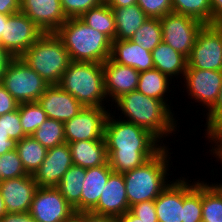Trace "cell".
Segmentation results:
<instances>
[{"label": "cell", "mask_w": 222, "mask_h": 222, "mask_svg": "<svg viewBox=\"0 0 222 222\" xmlns=\"http://www.w3.org/2000/svg\"><path fill=\"white\" fill-rule=\"evenodd\" d=\"M109 113L105 122L104 140L108 163L113 172L124 173L141 166L155 156L166 144L149 130L134 123L115 118Z\"/></svg>", "instance_id": "6da1fadb"}, {"label": "cell", "mask_w": 222, "mask_h": 222, "mask_svg": "<svg viewBox=\"0 0 222 222\" xmlns=\"http://www.w3.org/2000/svg\"><path fill=\"white\" fill-rule=\"evenodd\" d=\"M109 105H114L115 109L117 107V110L121 111L119 118L124 115L123 120L149 130L162 143L172 133L176 134L179 128L173 109L164 101L146 96L137 90L121 95Z\"/></svg>", "instance_id": "7a4b0ae2"}, {"label": "cell", "mask_w": 222, "mask_h": 222, "mask_svg": "<svg viewBox=\"0 0 222 222\" xmlns=\"http://www.w3.org/2000/svg\"><path fill=\"white\" fill-rule=\"evenodd\" d=\"M171 149L168 143L141 166L123 173L129 208L139 202L155 200L169 185Z\"/></svg>", "instance_id": "3957f363"}, {"label": "cell", "mask_w": 222, "mask_h": 222, "mask_svg": "<svg viewBox=\"0 0 222 222\" xmlns=\"http://www.w3.org/2000/svg\"><path fill=\"white\" fill-rule=\"evenodd\" d=\"M71 61L104 63L110 58L112 41L86 25L80 18H69L55 32Z\"/></svg>", "instance_id": "277c9868"}, {"label": "cell", "mask_w": 222, "mask_h": 222, "mask_svg": "<svg viewBox=\"0 0 222 222\" xmlns=\"http://www.w3.org/2000/svg\"><path fill=\"white\" fill-rule=\"evenodd\" d=\"M58 85L84 107L107 108L102 63L71 61Z\"/></svg>", "instance_id": "5b68a950"}, {"label": "cell", "mask_w": 222, "mask_h": 222, "mask_svg": "<svg viewBox=\"0 0 222 222\" xmlns=\"http://www.w3.org/2000/svg\"><path fill=\"white\" fill-rule=\"evenodd\" d=\"M20 58L49 85H58L71 63L69 53L56 33H44Z\"/></svg>", "instance_id": "8992f818"}, {"label": "cell", "mask_w": 222, "mask_h": 222, "mask_svg": "<svg viewBox=\"0 0 222 222\" xmlns=\"http://www.w3.org/2000/svg\"><path fill=\"white\" fill-rule=\"evenodd\" d=\"M1 85L19 103L36 102L50 86L20 57H14L8 64Z\"/></svg>", "instance_id": "52a82bcc"}, {"label": "cell", "mask_w": 222, "mask_h": 222, "mask_svg": "<svg viewBox=\"0 0 222 222\" xmlns=\"http://www.w3.org/2000/svg\"><path fill=\"white\" fill-rule=\"evenodd\" d=\"M187 68L222 71V24H205L198 33Z\"/></svg>", "instance_id": "ba28073f"}, {"label": "cell", "mask_w": 222, "mask_h": 222, "mask_svg": "<svg viewBox=\"0 0 222 222\" xmlns=\"http://www.w3.org/2000/svg\"><path fill=\"white\" fill-rule=\"evenodd\" d=\"M160 21L162 41L188 58L198 33L205 24L193 17L175 12L168 13L160 18Z\"/></svg>", "instance_id": "9c48e42d"}, {"label": "cell", "mask_w": 222, "mask_h": 222, "mask_svg": "<svg viewBox=\"0 0 222 222\" xmlns=\"http://www.w3.org/2000/svg\"><path fill=\"white\" fill-rule=\"evenodd\" d=\"M29 213L37 222H74L76 216L56 187H38Z\"/></svg>", "instance_id": "30bf717a"}, {"label": "cell", "mask_w": 222, "mask_h": 222, "mask_svg": "<svg viewBox=\"0 0 222 222\" xmlns=\"http://www.w3.org/2000/svg\"><path fill=\"white\" fill-rule=\"evenodd\" d=\"M43 34V31L20 11L8 17L4 24L0 45L13 57H20Z\"/></svg>", "instance_id": "8fae6325"}, {"label": "cell", "mask_w": 222, "mask_h": 222, "mask_svg": "<svg viewBox=\"0 0 222 222\" xmlns=\"http://www.w3.org/2000/svg\"><path fill=\"white\" fill-rule=\"evenodd\" d=\"M109 109L84 107L77 115L64 122L66 143L82 140H104V128Z\"/></svg>", "instance_id": "7c38bea8"}, {"label": "cell", "mask_w": 222, "mask_h": 222, "mask_svg": "<svg viewBox=\"0 0 222 222\" xmlns=\"http://www.w3.org/2000/svg\"><path fill=\"white\" fill-rule=\"evenodd\" d=\"M184 90L191 100L209 111L217 101L222 87V71L187 68L183 77ZM207 109V110H206Z\"/></svg>", "instance_id": "4fadbf2b"}, {"label": "cell", "mask_w": 222, "mask_h": 222, "mask_svg": "<svg viewBox=\"0 0 222 222\" xmlns=\"http://www.w3.org/2000/svg\"><path fill=\"white\" fill-rule=\"evenodd\" d=\"M73 165L68 143L47 149L44 161L33 174L38 187H56Z\"/></svg>", "instance_id": "5bb4252c"}, {"label": "cell", "mask_w": 222, "mask_h": 222, "mask_svg": "<svg viewBox=\"0 0 222 222\" xmlns=\"http://www.w3.org/2000/svg\"><path fill=\"white\" fill-rule=\"evenodd\" d=\"M37 188L32 174L0 181V192L7 212H28Z\"/></svg>", "instance_id": "9a60e30c"}, {"label": "cell", "mask_w": 222, "mask_h": 222, "mask_svg": "<svg viewBox=\"0 0 222 222\" xmlns=\"http://www.w3.org/2000/svg\"><path fill=\"white\" fill-rule=\"evenodd\" d=\"M20 11L43 33H55L67 20L60 0H21Z\"/></svg>", "instance_id": "2e32d148"}, {"label": "cell", "mask_w": 222, "mask_h": 222, "mask_svg": "<svg viewBox=\"0 0 222 222\" xmlns=\"http://www.w3.org/2000/svg\"><path fill=\"white\" fill-rule=\"evenodd\" d=\"M129 210L123 173L112 172L97 205L90 213L118 218Z\"/></svg>", "instance_id": "e0dca14e"}, {"label": "cell", "mask_w": 222, "mask_h": 222, "mask_svg": "<svg viewBox=\"0 0 222 222\" xmlns=\"http://www.w3.org/2000/svg\"><path fill=\"white\" fill-rule=\"evenodd\" d=\"M47 118L66 122L77 115L84 106L59 85H50L38 99Z\"/></svg>", "instance_id": "ac0fdd59"}, {"label": "cell", "mask_w": 222, "mask_h": 222, "mask_svg": "<svg viewBox=\"0 0 222 222\" xmlns=\"http://www.w3.org/2000/svg\"><path fill=\"white\" fill-rule=\"evenodd\" d=\"M105 92L108 102L137 89L139 74L136 69L113 62L110 58L103 63Z\"/></svg>", "instance_id": "d6986e66"}, {"label": "cell", "mask_w": 222, "mask_h": 222, "mask_svg": "<svg viewBox=\"0 0 222 222\" xmlns=\"http://www.w3.org/2000/svg\"><path fill=\"white\" fill-rule=\"evenodd\" d=\"M158 222H182L183 177L175 178L155 199Z\"/></svg>", "instance_id": "ffe728a7"}, {"label": "cell", "mask_w": 222, "mask_h": 222, "mask_svg": "<svg viewBox=\"0 0 222 222\" xmlns=\"http://www.w3.org/2000/svg\"><path fill=\"white\" fill-rule=\"evenodd\" d=\"M110 59L115 63L133 67L138 72L154 69L151 52L130 39L112 41Z\"/></svg>", "instance_id": "44dd1931"}, {"label": "cell", "mask_w": 222, "mask_h": 222, "mask_svg": "<svg viewBox=\"0 0 222 222\" xmlns=\"http://www.w3.org/2000/svg\"><path fill=\"white\" fill-rule=\"evenodd\" d=\"M112 172L108 161L104 165L86 169L80 198V212H90L97 205Z\"/></svg>", "instance_id": "7402d4cb"}, {"label": "cell", "mask_w": 222, "mask_h": 222, "mask_svg": "<svg viewBox=\"0 0 222 222\" xmlns=\"http://www.w3.org/2000/svg\"><path fill=\"white\" fill-rule=\"evenodd\" d=\"M74 165L93 168L108 161L105 140H82L68 143Z\"/></svg>", "instance_id": "603a6c76"}, {"label": "cell", "mask_w": 222, "mask_h": 222, "mask_svg": "<svg viewBox=\"0 0 222 222\" xmlns=\"http://www.w3.org/2000/svg\"><path fill=\"white\" fill-rule=\"evenodd\" d=\"M154 68L173 81L184 77L187 58L163 41L151 51ZM175 77V79H174Z\"/></svg>", "instance_id": "cb8c5ba5"}, {"label": "cell", "mask_w": 222, "mask_h": 222, "mask_svg": "<svg viewBox=\"0 0 222 222\" xmlns=\"http://www.w3.org/2000/svg\"><path fill=\"white\" fill-rule=\"evenodd\" d=\"M116 25V40L131 39L134 33L149 18L137 5L121 8H111Z\"/></svg>", "instance_id": "d4e9b609"}, {"label": "cell", "mask_w": 222, "mask_h": 222, "mask_svg": "<svg viewBox=\"0 0 222 222\" xmlns=\"http://www.w3.org/2000/svg\"><path fill=\"white\" fill-rule=\"evenodd\" d=\"M171 84L172 80L167 75L154 68L140 72L136 90L146 96L164 101L172 109L171 101L169 103L167 97L173 90L169 89Z\"/></svg>", "instance_id": "484cf974"}, {"label": "cell", "mask_w": 222, "mask_h": 222, "mask_svg": "<svg viewBox=\"0 0 222 222\" xmlns=\"http://www.w3.org/2000/svg\"><path fill=\"white\" fill-rule=\"evenodd\" d=\"M86 169L81 166L72 165L63 175L56 186L57 190L64 196L66 201L74 208L76 213L80 212V198Z\"/></svg>", "instance_id": "4316f807"}, {"label": "cell", "mask_w": 222, "mask_h": 222, "mask_svg": "<svg viewBox=\"0 0 222 222\" xmlns=\"http://www.w3.org/2000/svg\"><path fill=\"white\" fill-rule=\"evenodd\" d=\"M183 177V220L202 222V181ZM192 182V183H191Z\"/></svg>", "instance_id": "83f0119b"}, {"label": "cell", "mask_w": 222, "mask_h": 222, "mask_svg": "<svg viewBox=\"0 0 222 222\" xmlns=\"http://www.w3.org/2000/svg\"><path fill=\"white\" fill-rule=\"evenodd\" d=\"M80 19L86 25L106 35L111 41L116 40L114 13L106 2L89 9Z\"/></svg>", "instance_id": "f1b7e54d"}, {"label": "cell", "mask_w": 222, "mask_h": 222, "mask_svg": "<svg viewBox=\"0 0 222 222\" xmlns=\"http://www.w3.org/2000/svg\"><path fill=\"white\" fill-rule=\"evenodd\" d=\"M16 150L25 171L32 175L40 167L47 153V149L32 135L18 141Z\"/></svg>", "instance_id": "f546056e"}, {"label": "cell", "mask_w": 222, "mask_h": 222, "mask_svg": "<svg viewBox=\"0 0 222 222\" xmlns=\"http://www.w3.org/2000/svg\"><path fill=\"white\" fill-rule=\"evenodd\" d=\"M202 222H222V192L206 180L202 181Z\"/></svg>", "instance_id": "4dcf8cb0"}, {"label": "cell", "mask_w": 222, "mask_h": 222, "mask_svg": "<svg viewBox=\"0 0 222 222\" xmlns=\"http://www.w3.org/2000/svg\"><path fill=\"white\" fill-rule=\"evenodd\" d=\"M143 49L152 51L162 42L161 21L158 18H148L130 39Z\"/></svg>", "instance_id": "1f68e13d"}, {"label": "cell", "mask_w": 222, "mask_h": 222, "mask_svg": "<svg viewBox=\"0 0 222 222\" xmlns=\"http://www.w3.org/2000/svg\"><path fill=\"white\" fill-rule=\"evenodd\" d=\"M32 136L46 149L53 148L66 142L64 135V123L47 118Z\"/></svg>", "instance_id": "d6a6232c"}, {"label": "cell", "mask_w": 222, "mask_h": 222, "mask_svg": "<svg viewBox=\"0 0 222 222\" xmlns=\"http://www.w3.org/2000/svg\"><path fill=\"white\" fill-rule=\"evenodd\" d=\"M173 12L193 17L204 24H211L209 0H171Z\"/></svg>", "instance_id": "836d02e7"}, {"label": "cell", "mask_w": 222, "mask_h": 222, "mask_svg": "<svg viewBox=\"0 0 222 222\" xmlns=\"http://www.w3.org/2000/svg\"><path fill=\"white\" fill-rule=\"evenodd\" d=\"M19 116L22 129L27 136H31L47 119L38 101L19 104Z\"/></svg>", "instance_id": "e575fe53"}, {"label": "cell", "mask_w": 222, "mask_h": 222, "mask_svg": "<svg viewBox=\"0 0 222 222\" xmlns=\"http://www.w3.org/2000/svg\"><path fill=\"white\" fill-rule=\"evenodd\" d=\"M0 161L1 181L28 175L16 149L1 155Z\"/></svg>", "instance_id": "d590c367"}, {"label": "cell", "mask_w": 222, "mask_h": 222, "mask_svg": "<svg viewBox=\"0 0 222 222\" xmlns=\"http://www.w3.org/2000/svg\"><path fill=\"white\" fill-rule=\"evenodd\" d=\"M0 131L9 134V137L16 142L27 136L21 126L19 106L17 110L0 116Z\"/></svg>", "instance_id": "8d00e7d4"}, {"label": "cell", "mask_w": 222, "mask_h": 222, "mask_svg": "<svg viewBox=\"0 0 222 222\" xmlns=\"http://www.w3.org/2000/svg\"><path fill=\"white\" fill-rule=\"evenodd\" d=\"M66 18H80L86 11L102 3L101 0H60Z\"/></svg>", "instance_id": "74e56055"}, {"label": "cell", "mask_w": 222, "mask_h": 222, "mask_svg": "<svg viewBox=\"0 0 222 222\" xmlns=\"http://www.w3.org/2000/svg\"><path fill=\"white\" fill-rule=\"evenodd\" d=\"M137 5L149 18H162L173 12L171 0H137Z\"/></svg>", "instance_id": "f35d334b"}, {"label": "cell", "mask_w": 222, "mask_h": 222, "mask_svg": "<svg viewBox=\"0 0 222 222\" xmlns=\"http://www.w3.org/2000/svg\"><path fill=\"white\" fill-rule=\"evenodd\" d=\"M129 211L143 222H158L155 200L136 203L129 208Z\"/></svg>", "instance_id": "ab89813d"}, {"label": "cell", "mask_w": 222, "mask_h": 222, "mask_svg": "<svg viewBox=\"0 0 222 222\" xmlns=\"http://www.w3.org/2000/svg\"><path fill=\"white\" fill-rule=\"evenodd\" d=\"M205 116L206 124L204 126L206 129L204 130V137L209 132L222 125V87L219 91L217 101L215 102L214 106L208 112H206Z\"/></svg>", "instance_id": "60d3db41"}, {"label": "cell", "mask_w": 222, "mask_h": 222, "mask_svg": "<svg viewBox=\"0 0 222 222\" xmlns=\"http://www.w3.org/2000/svg\"><path fill=\"white\" fill-rule=\"evenodd\" d=\"M205 138L209 140L211 150L209 149L210 154L215 158L217 162L222 163V125L215 128L211 132H209ZM215 144V145H214ZM214 145V146H213ZM213 153V154H212ZM222 165V164H221Z\"/></svg>", "instance_id": "b9f144b4"}, {"label": "cell", "mask_w": 222, "mask_h": 222, "mask_svg": "<svg viewBox=\"0 0 222 222\" xmlns=\"http://www.w3.org/2000/svg\"><path fill=\"white\" fill-rule=\"evenodd\" d=\"M19 103L14 97L0 84V116L13 112L18 109Z\"/></svg>", "instance_id": "7bdbcfd3"}, {"label": "cell", "mask_w": 222, "mask_h": 222, "mask_svg": "<svg viewBox=\"0 0 222 222\" xmlns=\"http://www.w3.org/2000/svg\"><path fill=\"white\" fill-rule=\"evenodd\" d=\"M74 222H117V220L110 216H99L90 212H79L76 213Z\"/></svg>", "instance_id": "ee69618b"}, {"label": "cell", "mask_w": 222, "mask_h": 222, "mask_svg": "<svg viewBox=\"0 0 222 222\" xmlns=\"http://www.w3.org/2000/svg\"><path fill=\"white\" fill-rule=\"evenodd\" d=\"M0 222H37L28 212L6 213L0 219Z\"/></svg>", "instance_id": "f6af8a7d"}, {"label": "cell", "mask_w": 222, "mask_h": 222, "mask_svg": "<svg viewBox=\"0 0 222 222\" xmlns=\"http://www.w3.org/2000/svg\"><path fill=\"white\" fill-rule=\"evenodd\" d=\"M21 0H0V14L11 15L20 12Z\"/></svg>", "instance_id": "bcb514c9"}, {"label": "cell", "mask_w": 222, "mask_h": 222, "mask_svg": "<svg viewBox=\"0 0 222 222\" xmlns=\"http://www.w3.org/2000/svg\"><path fill=\"white\" fill-rule=\"evenodd\" d=\"M211 6V24H222V0H209Z\"/></svg>", "instance_id": "7dc6e473"}, {"label": "cell", "mask_w": 222, "mask_h": 222, "mask_svg": "<svg viewBox=\"0 0 222 222\" xmlns=\"http://www.w3.org/2000/svg\"><path fill=\"white\" fill-rule=\"evenodd\" d=\"M17 142L9 137V134L0 131V156L16 149Z\"/></svg>", "instance_id": "c3c4849f"}, {"label": "cell", "mask_w": 222, "mask_h": 222, "mask_svg": "<svg viewBox=\"0 0 222 222\" xmlns=\"http://www.w3.org/2000/svg\"><path fill=\"white\" fill-rule=\"evenodd\" d=\"M13 58L14 57L0 45V84L8 64Z\"/></svg>", "instance_id": "681fc988"}, {"label": "cell", "mask_w": 222, "mask_h": 222, "mask_svg": "<svg viewBox=\"0 0 222 222\" xmlns=\"http://www.w3.org/2000/svg\"><path fill=\"white\" fill-rule=\"evenodd\" d=\"M106 3L111 8H121L137 4V0H108Z\"/></svg>", "instance_id": "f907efd6"}, {"label": "cell", "mask_w": 222, "mask_h": 222, "mask_svg": "<svg viewBox=\"0 0 222 222\" xmlns=\"http://www.w3.org/2000/svg\"><path fill=\"white\" fill-rule=\"evenodd\" d=\"M117 222H143L140 218L132 214L129 210L122 216L116 218Z\"/></svg>", "instance_id": "816d5d0a"}, {"label": "cell", "mask_w": 222, "mask_h": 222, "mask_svg": "<svg viewBox=\"0 0 222 222\" xmlns=\"http://www.w3.org/2000/svg\"><path fill=\"white\" fill-rule=\"evenodd\" d=\"M9 16L10 15L0 14V38L1 35L3 34L4 24H6Z\"/></svg>", "instance_id": "f5cc1de1"}, {"label": "cell", "mask_w": 222, "mask_h": 222, "mask_svg": "<svg viewBox=\"0 0 222 222\" xmlns=\"http://www.w3.org/2000/svg\"><path fill=\"white\" fill-rule=\"evenodd\" d=\"M6 213H7V210H6V207H5V203L3 201V197L1 196V192H0V219Z\"/></svg>", "instance_id": "db71d44e"}, {"label": "cell", "mask_w": 222, "mask_h": 222, "mask_svg": "<svg viewBox=\"0 0 222 222\" xmlns=\"http://www.w3.org/2000/svg\"><path fill=\"white\" fill-rule=\"evenodd\" d=\"M216 183L214 182L213 184L222 192V183H218V182Z\"/></svg>", "instance_id": "11a10c76"}, {"label": "cell", "mask_w": 222, "mask_h": 222, "mask_svg": "<svg viewBox=\"0 0 222 222\" xmlns=\"http://www.w3.org/2000/svg\"><path fill=\"white\" fill-rule=\"evenodd\" d=\"M0 181H1V161H0Z\"/></svg>", "instance_id": "9f6ffc18"}]
</instances>
